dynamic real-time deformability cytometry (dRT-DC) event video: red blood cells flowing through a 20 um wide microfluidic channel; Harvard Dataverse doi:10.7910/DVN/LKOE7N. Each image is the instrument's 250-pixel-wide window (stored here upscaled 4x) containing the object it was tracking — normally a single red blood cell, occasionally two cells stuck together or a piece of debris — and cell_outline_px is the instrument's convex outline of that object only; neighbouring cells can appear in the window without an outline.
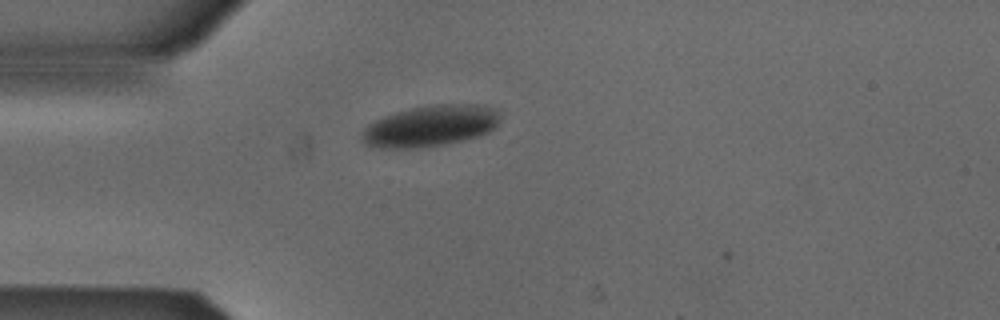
{"species": "Egyptian fruit bat (a non-hibernating species)", "species_latin": "Rousettus aegyptiacus", "temperature_condition": "cold", "stored_images_in_passage": 2, "camera_frame_rate_fps": 3000, "um_per_image_px": 0.085, "animal": {"sex": "male"}, "frame": {"image": 1, "passage_image": 2, "time_ms": 0.333, "image_size_px": [1000, 320], "cell_outline_px": [[500, 120], [488, 132], [476, 136], [444, 144], [416, 148], [372, 148], [364, 144], [360, 140], [360, 132], [368, 124], [384, 116], [396, 112], [428, 104], [484, 104], [496, 108], [500, 112]], "centroid_in_image_um": [36.54, 10.69], "position_along_channel_um": 48.5, "area_um2": 33.47}}